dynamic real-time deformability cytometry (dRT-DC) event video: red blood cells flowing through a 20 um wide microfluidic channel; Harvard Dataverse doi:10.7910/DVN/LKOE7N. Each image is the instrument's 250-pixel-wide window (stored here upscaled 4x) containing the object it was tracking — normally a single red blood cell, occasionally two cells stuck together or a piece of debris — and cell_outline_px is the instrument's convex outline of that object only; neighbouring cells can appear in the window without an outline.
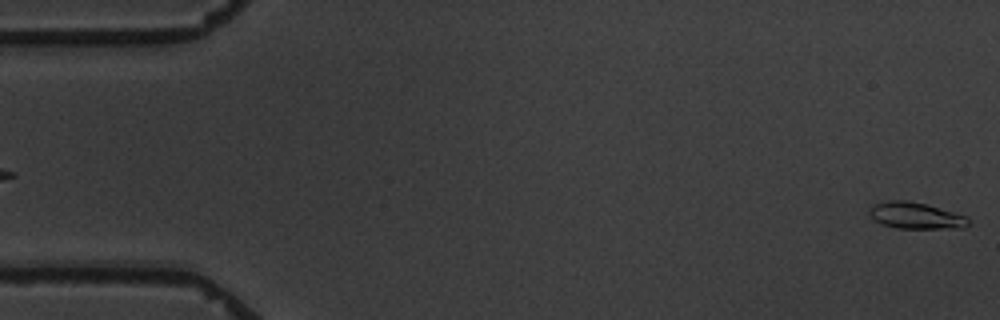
{"species": "common noctule bat (a hibernating species)", "species_latin": "Nyctalus noctula", "temperature_condition": "warm", "stored_images_in_passage": 6, "segment_of_instrument_passage": [2, 2], "camera_frame_rate_fps": 3000, "um_per_image_px": 0.085, "animal": {"sex": "male", "body_mass_g": 19.5, "forearm_length_mm": 54.6}, "frame": {"image": 1, "passage_image": 6, "time_ms": 6.0, "image_size_px": [1000, 320], "cell_outline_px": [[968, 224], [964, 228], [896, 228], [884, 224], [876, 220], [872, 216], [868, 208], [872, 204], [888, 200], [908, 200], [924, 204], [968, 216]], "centroid_in_image_um": [77.83, 18.32], "position_along_channel_um": 7.2, "area_um2": 15.09}}